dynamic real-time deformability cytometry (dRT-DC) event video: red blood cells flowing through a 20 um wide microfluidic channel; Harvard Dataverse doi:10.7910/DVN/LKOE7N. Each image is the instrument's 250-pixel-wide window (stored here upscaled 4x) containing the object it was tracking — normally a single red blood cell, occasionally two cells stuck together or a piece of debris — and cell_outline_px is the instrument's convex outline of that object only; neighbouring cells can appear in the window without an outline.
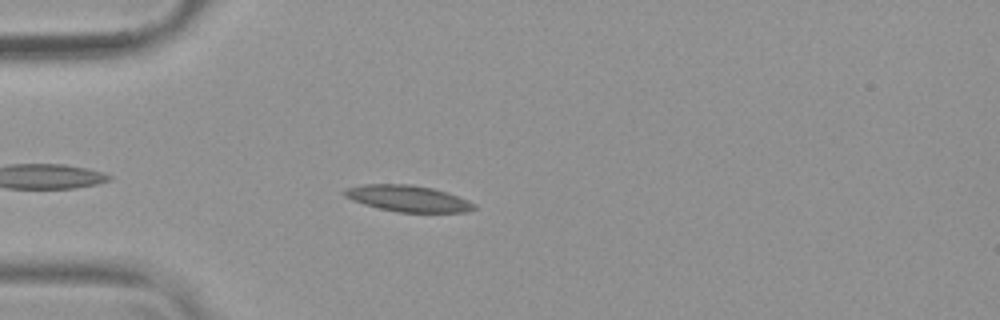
{"species": "common noctule bat (a hibernating species)", "species_latin": "Nyctalus noctula", "temperature_condition": "warm", "stored_images_in_passage": 44, "camera_frame_rate_fps": 3000, "um_per_image_px": 0.085, "animal": {"sex": "female", "body_mass_g": 19.9}, "frame": {"image": 1, "passage_image": 5, "time_ms": 1.333, "image_size_px": [1000, 320], "cell_outline_px": [[476, 208], [468, 212], [396, 212], [364, 204], [352, 200], [344, 196], [340, 192], [344, 188], [364, 184], [412, 184], [432, 188], [448, 192], [468, 200], [476, 204]], "centroid_in_image_um": [34.66, 16.86], "position_along_channel_um": 50.3, "area_um2": 20.06}}
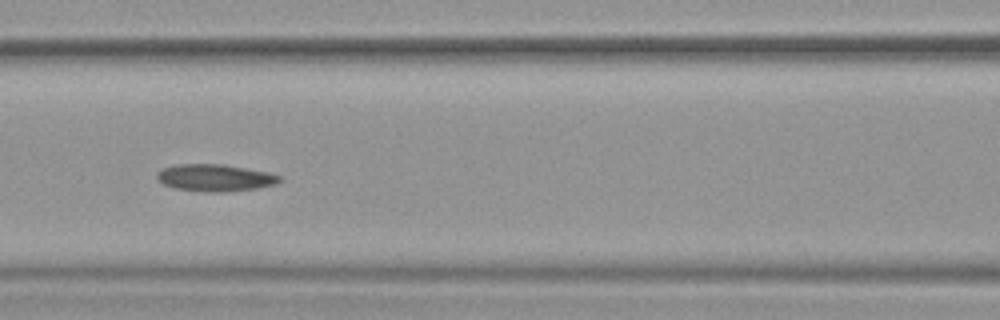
{"frame": {"image": 2, "passage_image": 14, "time_ms": 4.333, "image_size_px": [1000, 320], "cell_outline_px": [[280, 180], [276, 184], [256, 188], [220, 192], [212, 192], [176, 188], [164, 184], [156, 176], [156, 172], [164, 168], [176, 164], [224, 164], [268, 172], [280, 176]], "centroid_in_image_um": [18.28, 15.09], "position_along_channel_um": 148.3, "area_um2": 19.02}}
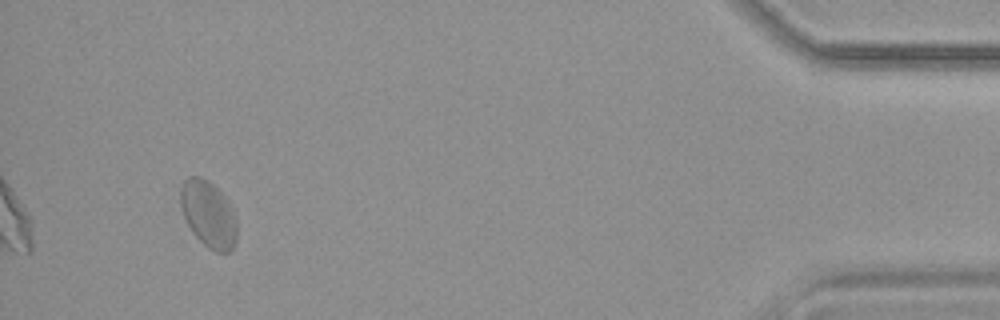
{"frame": {"image": 3, "passage_image": 41, "time_ms": 13.333, "image_size_px": [1000, 320], "cell_outline_px": [[236, 240], [232, 248], [228, 252], [216, 252], [208, 248], [192, 232], [184, 216], [180, 204], [180, 188], [184, 180], [188, 176], [200, 176], [208, 180], [224, 196], [236, 220]], "centroid_in_image_um": [17.69, 18.19], "position_along_channel_um": 417.5, "area_um2": 21.56}, "authors_computed_cell_mechanics": {"area_um2": 19.5075, "velocity_mm_per_s": 3.7292, "shape_relaxation_time_tau1_ms": 7.3369, "shape_relaxation_time_tau2_ms": 2.6037, "deformation_change_tau1": 0.134, "deformation_change_tau2": 0.0873}}